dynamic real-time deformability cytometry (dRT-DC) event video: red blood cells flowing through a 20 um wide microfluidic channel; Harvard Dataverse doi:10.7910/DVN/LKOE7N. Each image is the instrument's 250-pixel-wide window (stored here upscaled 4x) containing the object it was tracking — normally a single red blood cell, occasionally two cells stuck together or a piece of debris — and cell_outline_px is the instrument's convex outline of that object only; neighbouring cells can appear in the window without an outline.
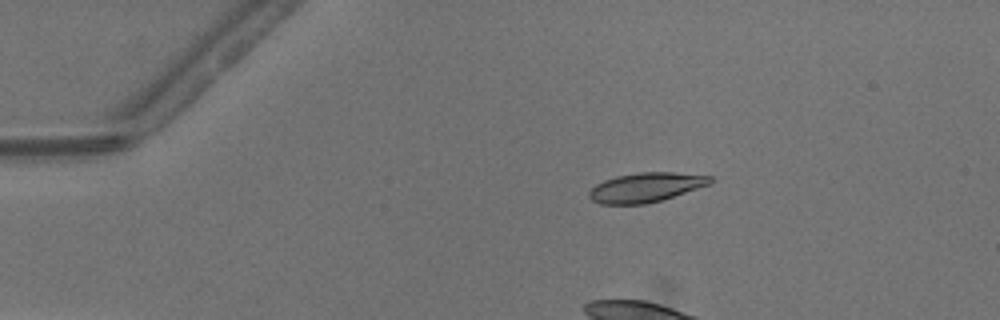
{"species": "common noctule bat (a hibernating species)", "species_latin": "Nyctalus noctula", "temperature_condition": "warm", "stored_images_in_passage": 30, "camera_frame_rate_fps": 3000, "um_per_image_px": 0.085, "animal": {"sex": "male", "body_mass_g": 13.3}, "frame": {"image": 1, "passage_image": 1, "time_ms": 0.0, "image_size_px": [1000, 320], "cell_outline_px": [[712, 184], [660, 200], [644, 204], [600, 204], [592, 200], [588, 196], [588, 192], [596, 184], [604, 180], [616, 176], [640, 172], [672, 172], [712, 176]], "centroid_in_image_um": [54.89, 15.92], "position_along_channel_um": 30.1, "area_um2": 20.69}}